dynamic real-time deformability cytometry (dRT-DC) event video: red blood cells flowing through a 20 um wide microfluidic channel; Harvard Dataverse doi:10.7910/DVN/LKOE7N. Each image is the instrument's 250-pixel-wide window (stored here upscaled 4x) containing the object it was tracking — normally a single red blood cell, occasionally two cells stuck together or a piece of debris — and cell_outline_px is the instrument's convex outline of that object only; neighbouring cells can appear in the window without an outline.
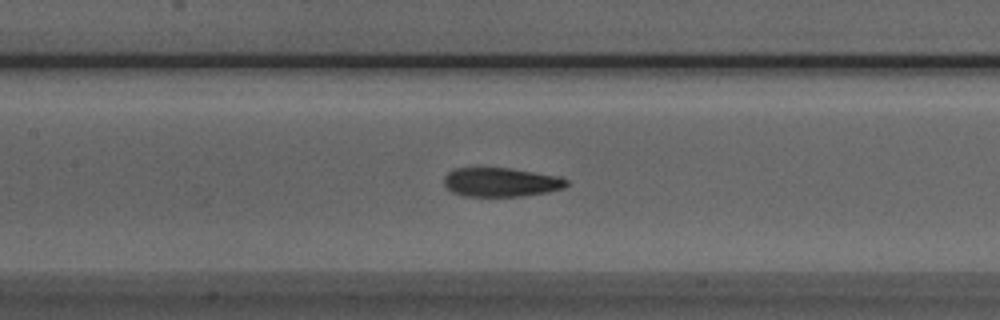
{"species": "Egyptian fruit bat (a non-hibernating species)", "species_latin": "Rousettus aegyptiacus", "temperature_condition": "room temperature", "stored_images_in_passage": 39, "camera_frame_rate_fps": 3000, "um_per_image_px": 0.085, "animal": {"sex": "male"}, "frame": {"image": 1, "passage_image": 9, "time_ms": 2.667, "image_size_px": [1000, 320], "cell_outline_px": [[568, 184], [564, 188], [548, 192], [524, 196], [464, 196], [452, 192], [444, 184], [444, 176], [448, 172], [456, 168], [512, 168], [560, 176], [568, 180]], "centroid_in_image_um": [42.61, 15.48], "position_along_channel_um": 164.8, "area_um2": 20.87}}
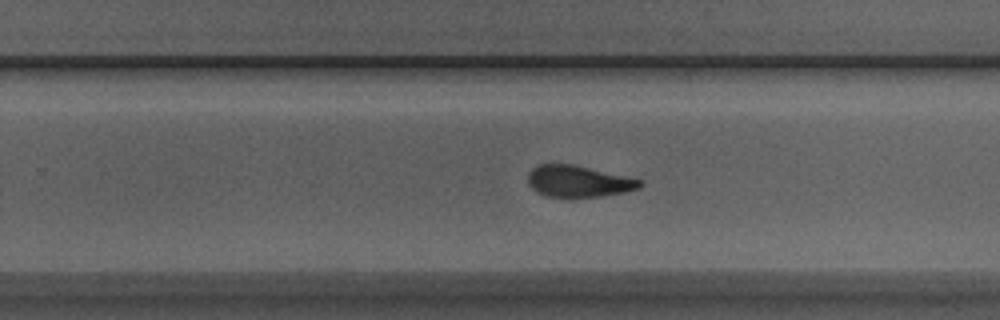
{"frame": {"image": 2, "passage_image": 18, "time_ms": 5.667, "image_size_px": [1000, 320], "cell_outline_px": [[644, 184], [640, 188], [624, 192], [600, 196], [572, 200], [564, 200], [544, 196], [536, 192], [528, 184], [528, 172], [536, 164], [572, 164], [644, 180]], "centroid_in_image_um": [49.13, 15.46], "position_along_channel_um": 280.7, "area_um2": 21.44}}
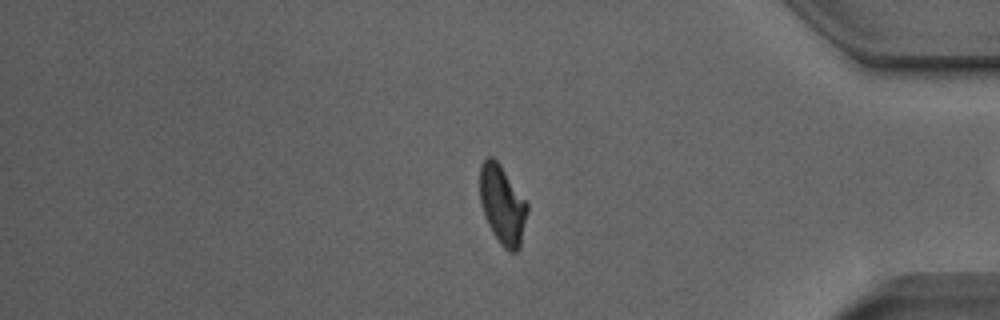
{"frame": {"image": 3, "passage_image": 29, "time_ms": 9.333, "image_size_px": [1000, 320], "cell_outline_px": [[528, 208], [520, 248], [516, 252], [508, 252], [500, 244], [492, 232], [488, 224], [480, 200], [480, 164], [488, 156], [492, 156], [496, 160], [528, 204]], "centroid_in_image_um": [42.7, 17.44], "position_along_channel_um": 392.5, "area_um2": 21.5}, "authors_computed_cell_mechanics": {"area_um2": 21.4438, "velocity_mm_per_s": 3.8783, "shape_relaxation_time_tau1_ms": 4.0704, "shape_relaxation_time_tau2_ms": 1.8534, "deformation_change_tau1": 0.1824, "deformation_change_tau2": 0.0963}}